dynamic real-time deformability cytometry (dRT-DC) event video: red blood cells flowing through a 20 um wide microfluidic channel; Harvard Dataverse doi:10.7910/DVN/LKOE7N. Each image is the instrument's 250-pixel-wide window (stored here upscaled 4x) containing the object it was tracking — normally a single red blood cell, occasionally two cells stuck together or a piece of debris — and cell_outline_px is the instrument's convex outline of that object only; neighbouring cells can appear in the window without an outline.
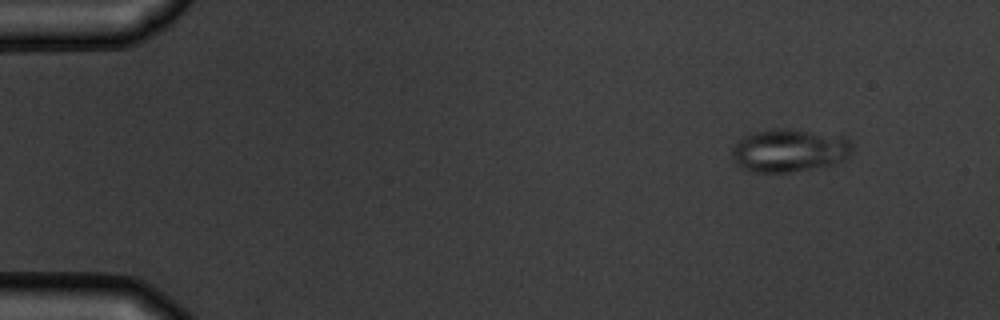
{"species": "common noctule bat (a hibernating species)", "species_latin": "Nyctalus noctula", "temperature_condition": "warm", "stored_images_in_passage": 4, "camera_frame_rate_fps": 3000, "um_per_image_px": 0.085, "animal": {"sex": "male", "body_mass_g": 19.5, "forearm_length_mm": 54.6}, "frame": {"image": 1, "passage_image": 1, "time_ms": 0.0, "image_size_px": [1000, 320], "cell_outline_px": [[852, 152], [844, 160], [832, 164], [788, 172], [748, 172], [740, 168], [736, 164], [732, 156], [732, 148], [744, 136], [752, 132], [772, 128], [788, 128], [848, 136], [852, 144]], "centroid_in_image_um": [67.1, 12.77], "position_along_channel_um": 17.9, "area_um2": 30.52}}